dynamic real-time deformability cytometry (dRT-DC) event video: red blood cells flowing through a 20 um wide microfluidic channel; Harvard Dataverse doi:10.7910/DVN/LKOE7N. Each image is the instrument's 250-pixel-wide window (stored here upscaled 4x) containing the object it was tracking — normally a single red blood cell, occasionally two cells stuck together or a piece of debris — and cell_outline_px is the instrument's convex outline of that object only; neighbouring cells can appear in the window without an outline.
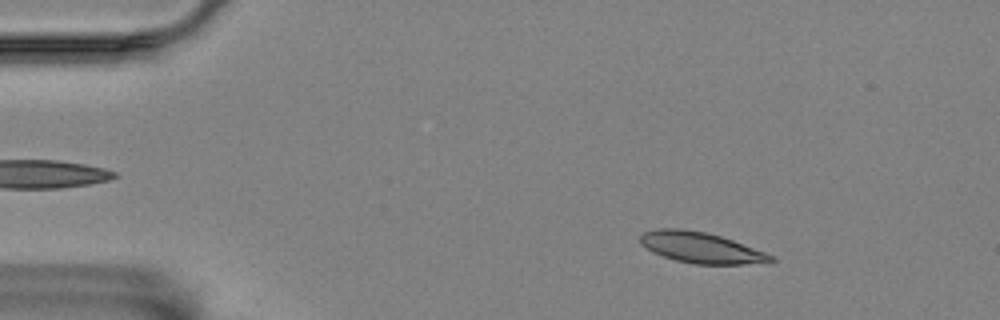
{"species": "Egyptian fruit bat (a non-hibernating species)", "species_latin": "Rousettus aegyptiacus", "temperature_condition": "room temperature", "stored_images_in_passage": 56, "camera_frame_rate_fps": 3000, "um_per_image_px": 0.085, "animal": {"sex": "female"}, "frame": {"image": 1, "passage_image": 8, "time_ms": 2.333, "image_size_px": [1000, 320], "cell_outline_px": [[776, 260], [768, 264], [696, 264], [676, 260], [652, 252], [640, 244], [640, 236], [644, 232], [656, 228], [680, 228], [704, 232], [720, 236], [732, 240], [764, 252], [772, 256]], "centroid_in_image_um": [59.58, 21.05], "position_along_channel_um": 25.4, "area_um2": 23.41}}
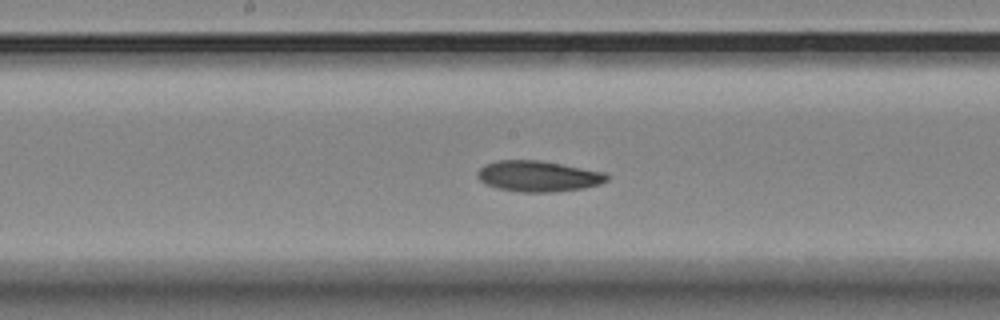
{"frame": {"image": 2, "passage_image": 29, "time_ms": 9.333, "image_size_px": [1000, 320], "cell_outline_px": [[608, 180], [600, 184], [584, 188], [552, 192], [520, 192], [496, 188], [484, 184], [476, 176], [476, 172], [484, 164], [496, 160], [540, 160], [608, 172]], "centroid_in_image_um": [45.74, 14.97], "position_along_channel_um": 202.5, "area_um2": 23.64}}
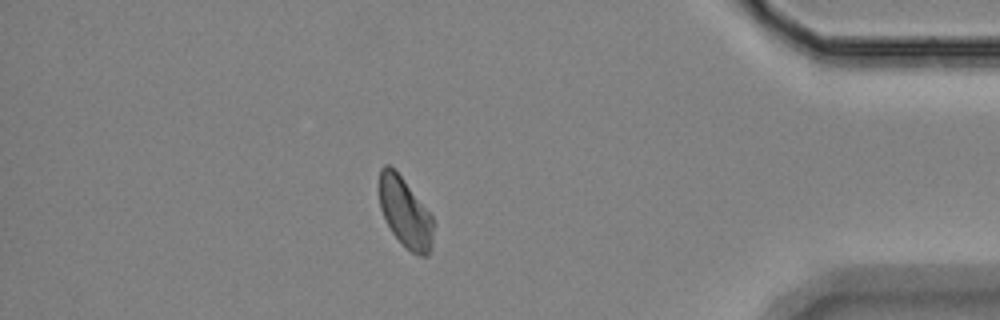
{"frame": {"image": 3, "passage_image": 49, "time_ms": 16.0, "image_size_px": [1000, 320], "cell_outline_px": [[432, 248], [428, 256], [420, 256], [412, 252], [392, 232], [380, 208], [376, 188], [380, 168], [384, 164], [388, 164], [400, 176], [432, 216]], "centroid_in_image_um": [34.38, 18.03], "position_along_channel_um": 400.8, "area_um2": 21.79}, "authors_computed_cell_mechanics": {"area_um2": 23.2356, "velocity_mm_per_s": 3.5092, "shape_relaxation_time_tau1_ms": 10.9208, "shape_relaxation_time_tau2_ms": 10.3065, "deformation_change_tau1": 0.1802, "deformation_change_tau2": 0.1675}}